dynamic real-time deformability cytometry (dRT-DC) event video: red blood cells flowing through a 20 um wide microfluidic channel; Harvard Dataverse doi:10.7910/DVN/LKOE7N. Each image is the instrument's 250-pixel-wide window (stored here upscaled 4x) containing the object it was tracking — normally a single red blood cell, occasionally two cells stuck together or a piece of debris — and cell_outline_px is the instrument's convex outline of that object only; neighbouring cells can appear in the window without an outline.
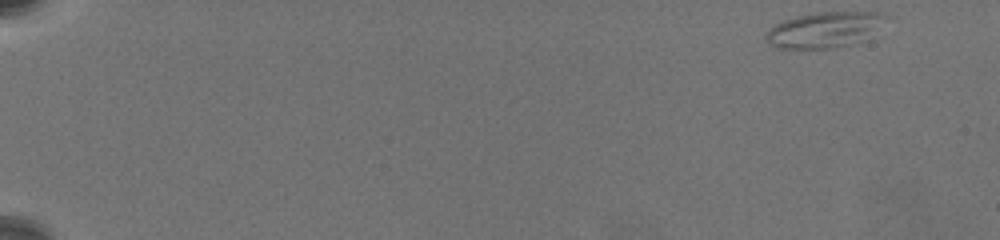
{"species": "common noctule bat (a hibernating species)", "species_latin": "Nyctalus noctula", "temperature_condition": "warm", "stored_images_in_passage": 36, "camera_frame_rate_fps": 3000, "um_per_image_px": 0.085, "animal": {"sex": "female", "body_mass_g": 19.5, "forearm_length_mm": 54.1}, "frame": {"image": 1, "passage_image": 1, "time_ms": 0.0, "image_size_px": [1000, 240], "cell_outline_px": [[892, 16], [852, 44], [832, 48], [776, 48], [768, 44], [764, 40], [764, 36], [776, 24], [784, 20], [796, 16], [816, 12], [884, 12]], "centroid_in_image_um": [70.02, 2.51], "position_along_channel_um": 15.0, "area_um2": 24.45}}
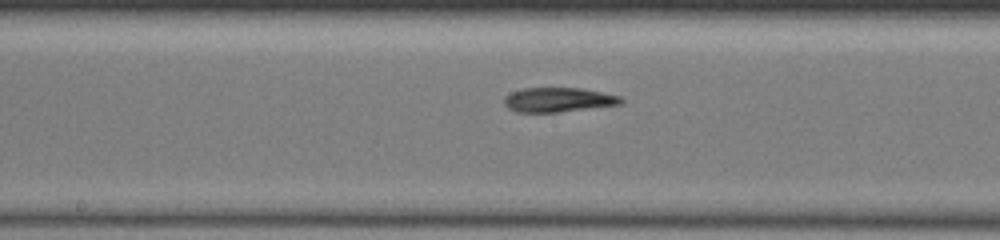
{"frame": {"image": 2, "passage_image": 21, "time_ms": 10.667, "image_size_px": [1000, 240], "cell_outline_px": [[624, 100], [620, 104], [556, 112], [516, 112], [508, 108], [504, 104], [504, 96], [512, 92], [524, 88], [580, 88], [620, 96]], "centroid_in_image_um": [47.41, 8.48], "position_along_channel_um": 200.8, "area_um2": 16.42}}
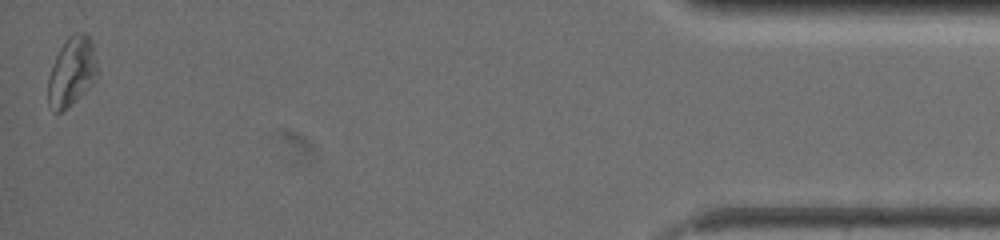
{"frame": {"image": 3, "passage_image": 36, "time_ms": 19.333, "image_size_px": [1000, 240], "cell_outline_px": [[96, 80], [80, 96], [60, 112], [52, 112], [48, 104], [48, 80], [52, 64], [60, 48], [68, 36], [76, 32], [84, 32], [92, 40], [96, 68]], "centroid_in_image_um": [6.07, 6.08], "position_along_channel_um": 429.1, "area_um2": 19.59}, "authors_computed_cell_mechanics": {"area_um2": 17.3111, "velocity_mm_per_s": 3.4823, "shape_relaxation_time_tau1_ms": 6.1674, "shape_relaxation_time_tau2_ms": 3.6882, "deformation_change_tau1": 0.2146, "deformation_change_tau2": 0.1408}}